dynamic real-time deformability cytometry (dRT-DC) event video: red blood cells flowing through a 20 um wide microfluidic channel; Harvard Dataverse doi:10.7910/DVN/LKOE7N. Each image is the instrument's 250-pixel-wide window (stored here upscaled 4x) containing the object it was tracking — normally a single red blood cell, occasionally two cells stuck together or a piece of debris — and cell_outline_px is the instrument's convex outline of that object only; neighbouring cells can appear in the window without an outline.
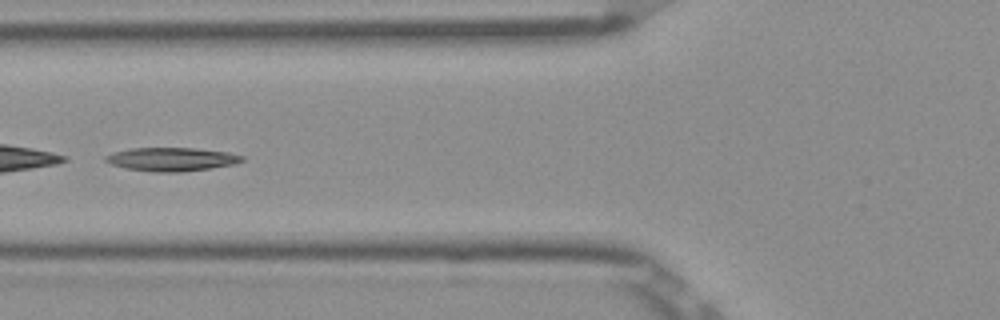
{"species": "Egyptian fruit bat (a non-hibernating species)", "species_latin": "Rousettus aegyptiacus", "temperature_condition": "room temperature", "stored_images_in_passage": 50, "segment_of_instrument_passage": [2, 2], "camera_frame_rate_fps": 3000, "um_per_image_px": 0.085, "frame": {"image": 1, "passage_image": 19, "time_ms": 6.0, "image_size_px": [1000, 320], "cell_outline_px": [[244, 160], [236, 164], [180, 172], [156, 172], [128, 168], [112, 164], [104, 160], [104, 156], [116, 152], [132, 148], [196, 148], [228, 152], [244, 156]], "centroid_in_image_um": [14.63, 13.53], "position_along_channel_um": 111.2, "area_um2": 18.5}}
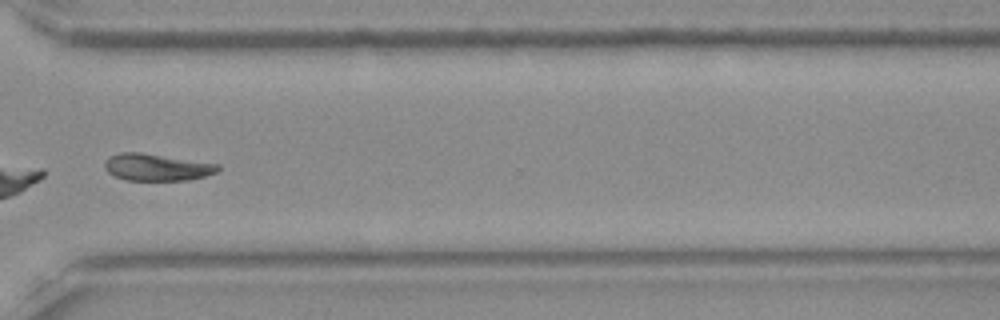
{"frame": {"image": 2, "passage_image": 38, "time_ms": 12.333, "image_size_px": [1000, 320], "cell_outline_px": [[220, 168], [216, 172], [204, 176], [188, 180], [124, 180], [108, 172], [104, 168], [104, 160], [108, 156], [120, 152], [140, 152], [220, 164]], "centroid_in_image_um": [13.29, 14.2], "position_along_channel_um": 357.3, "area_um2": 17.86}}